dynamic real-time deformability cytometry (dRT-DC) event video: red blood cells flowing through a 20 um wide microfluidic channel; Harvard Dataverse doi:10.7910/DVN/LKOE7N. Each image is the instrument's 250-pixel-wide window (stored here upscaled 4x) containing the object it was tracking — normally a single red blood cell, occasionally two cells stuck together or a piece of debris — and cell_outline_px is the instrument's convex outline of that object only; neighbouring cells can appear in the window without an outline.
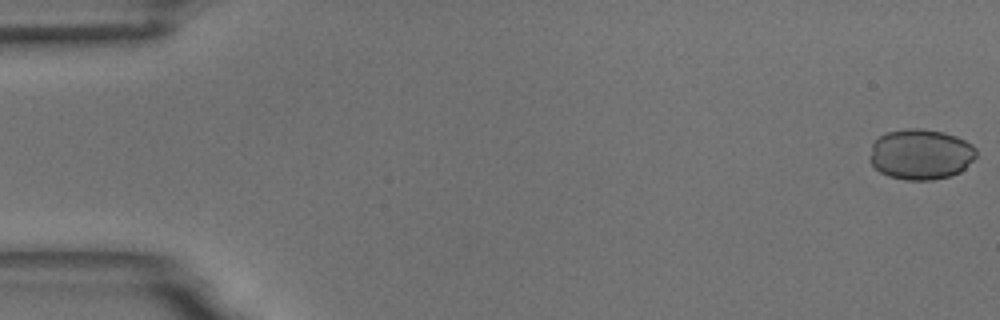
{"species": "common noctule bat (a hibernating species)", "species_latin": "Nyctalus noctula", "temperature_condition": "room temperature", "stored_images_in_passage": 55, "camera_frame_rate_fps": 3000, "um_per_image_px": 0.085, "animal": {"sex": "male", "body_mass_g": 18.8}, "frame": {"image": 1, "passage_image": 1, "time_ms": 0.0, "image_size_px": [1000, 320], "cell_outline_px": [[976, 156], [960, 172], [952, 176], [932, 180], [908, 180], [888, 176], [880, 172], [868, 160], [872, 144], [880, 136], [888, 132], [904, 128], [920, 128], [944, 132], [956, 136], [972, 144], [976, 148]], "centroid_in_image_um": [78.25, 13.11], "position_along_channel_um": 6.7, "area_um2": 31.5}}
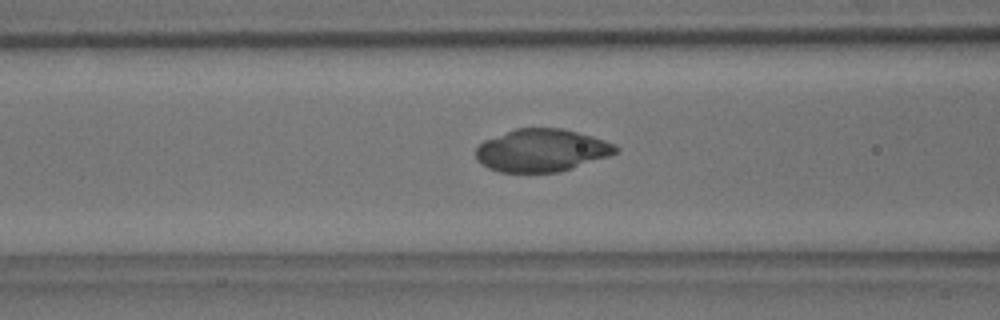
{"frame": {"image": 2, "passage_image": 22, "time_ms": 7.0, "image_size_px": [1000, 320], "cell_outline_px": [[620, 152], [560, 172], [500, 172], [488, 168], [480, 164], [476, 160], [476, 148], [484, 140], [516, 128], [560, 128], [592, 136], [616, 144], [620, 148]], "centroid_in_image_um": [46.04, 12.78], "position_along_channel_um": 120.6, "area_um2": 34.8}}
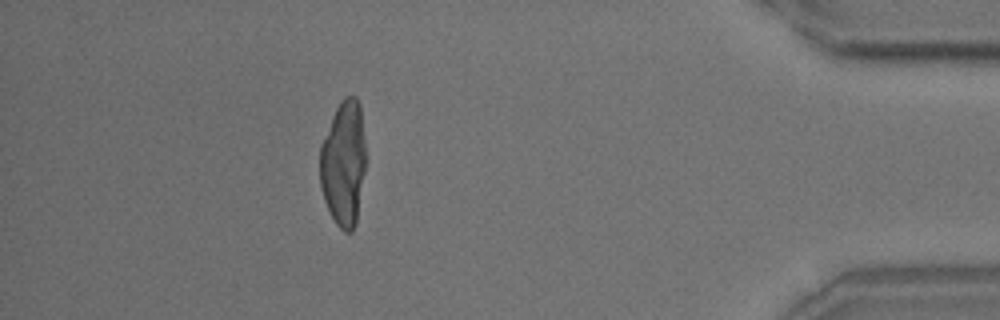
{"frame": {"image": 3, "passage_image": 49, "time_ms": 16.0, "image_size_px": [1000, 320], "cell_outline_px": [[364, 172], [356, 224], [352, 232], [344, 232], [336, 224], [324, 200], [320, 184], [320, 144], [332, 116], [340, 100], [344, 96], [356, 96], [360, 104], [364, 140]], "centroid_in_image_um": [29.18, 13.87], "position_along_channel_um": 406.0, "area_um2": 33.47}}